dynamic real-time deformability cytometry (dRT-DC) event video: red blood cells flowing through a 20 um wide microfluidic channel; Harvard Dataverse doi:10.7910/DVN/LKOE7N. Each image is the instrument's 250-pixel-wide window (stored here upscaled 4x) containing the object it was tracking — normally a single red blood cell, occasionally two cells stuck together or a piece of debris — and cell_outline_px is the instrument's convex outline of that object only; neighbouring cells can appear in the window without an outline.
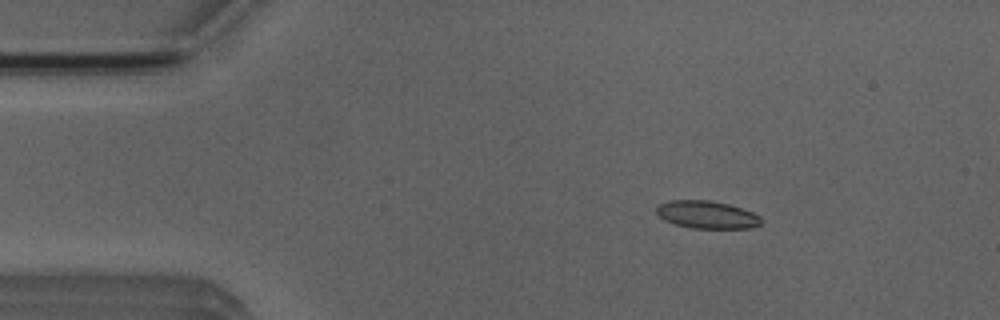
{"species": "Egyptian fruit bat (a non-hibernating species)", "species_latin": "Rousettus aegyptiacus", "temperature_condition": "room temperature", "stored_images_in_passage": 5, "camera_frame_rate_fps": 3000, "um_per_image_px": 0.085, "animal": {"sex": "male"}, "frame": {"image": 1, "passage_image": 2, "time_ms": 1.0, "image_size_px": [1000, 320], "cell_outline_px": [[760, 224], [752, 228], [692, 228], [676, 224], [664, 220], [656, 212], [656, 208], [660, 204], [668, 200], [708, 200], [728, 204], [752, 212], [760, 216]], "centroid_in_image_um": [60.07, 18.24], "position_along_channel_um": 24.9, "area_um2": 16.7}}